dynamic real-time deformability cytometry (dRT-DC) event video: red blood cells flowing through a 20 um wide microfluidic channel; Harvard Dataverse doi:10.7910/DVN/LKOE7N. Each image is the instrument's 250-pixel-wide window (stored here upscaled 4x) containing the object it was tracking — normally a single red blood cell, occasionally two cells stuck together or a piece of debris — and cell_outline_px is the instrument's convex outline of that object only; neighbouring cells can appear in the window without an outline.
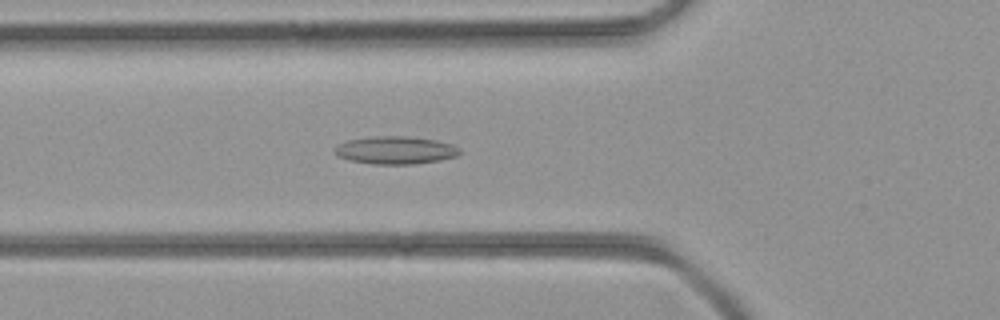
{"species": "common noctule bat (a hibernating species)", "species_latin": "Nyctalus noctula", "temperature_condition": "room temperature", "stored_images_in_passage": 42, "camera_frame_rate_fps": 3000, "um_per_image_px": 0.085, "animal": {"sex": "female", "body_mass_g": 21.9}, "frame": {"image": 1, "passage_image": 15, "time_ms": 4.667, "image_size_px": [1000, 320], "cell_outline_px": [[460, 152], [456, 156], [440, 160], [416, 164], [372, 164], [348, 160], [336, 156], [336, 144], [348, 140], [368, 136], [408, 136], [436, 140], [452, 144], [460, 148]], "centroid_in_image_um": [33.6, 12.76], "position_along_channel_um": 92.2, "area_um2": 20.4}}
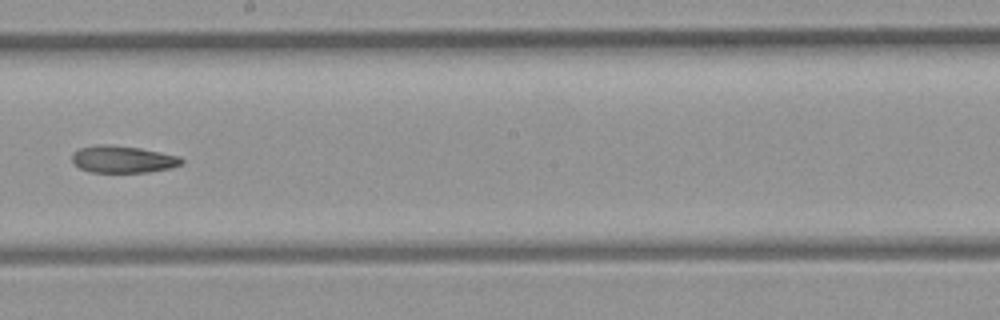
{"frame": {"image": 2, "passage_image": 24, "time_ms": 7.667, "image_size_px": [1000, 320], "cell_outline_px": [[184, 160], [180, 164], [172, 168], [148, 172], [88, 172], [80, 168], [72, 160], [72, 152], [80, 148], [100, 144], [108, 144], [140, 148], [180, 156]], "centroid_in_image_um": [10.44, 13.54], "position_along_channel_um": 237.8, "area_um2": 17.28}}
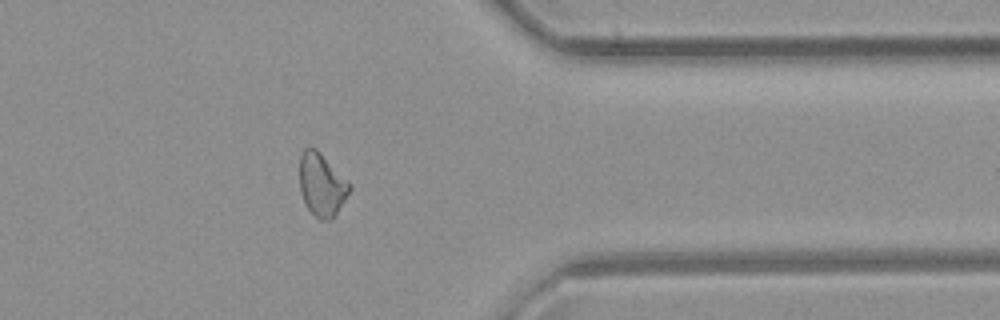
{"frame": {"image": 3, "passage_image": 34, "time_ms": 11.0, "image_size_px": [1000, 320], "cell_outline_px": [[352, 188], [336, 216], [332, 220], [320, 220], [308, 208], [304, 200], [300, 188], [300, 152], [304, 148], [316, 148], [352, 184]], "centroid_in_image_um": [27.38, 15.7], "position_along_channel_um": 384.0, "area_um2": 18.44}}